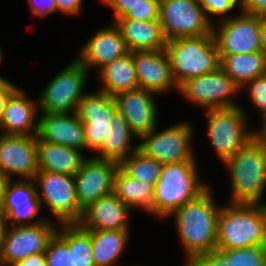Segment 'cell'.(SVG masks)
<instances>
[{"label": "cell", "instance_id": "41", "mask_svg": "<svg viewBox=\"0 0 266 266\" xmlns=\"http://www.w3.org/2000/svg\"><path fill=\"white\" fill-rule=\"evenodd\" d=\"M241 12L266 16V0H239Z\"/></svg>", "mask_w": 266, "mask_h": 266}, {"label": "cell", "instance_id": "26", "mask_svg": "<svg viewBox=\"0 0 266 266\" xmlns=\"http://www.w3.org/2000/svg\"><path fill=\"white\" fill-rule=\"evenodd\" d=\"M114 193L132 208H142L155 215L154 186L130 176L120 165L115 175Z\"/></svg>", "mask_w": 266, "mask_h": 266}, {"label": "cell", "instance_id": "18", "mask_svg": "<svg viewBox=\"0 0 266 266\" xmlns=\"http://www.w3.org/2000/svg\"><path fill=\"white\" fill-rule=\"evenodd\" d=\"M38 122L37 137L40 140L79 151L87 148L85 127L76 112L42 113Z\"/></svg>", "mask_w": 266, "mask_h": 266}, {"label": "cell", "instance_id": "42", "mask_svg": "<svg viewBox=\"0 0 266 266\" xmlns=\"http://www.w3.org/2000/svg\"><path fill=\"white\" fill-rule=\"evenodd\" d=\"M4 266H47L46 253L32 254L23 260L5 264Z\"/></svg>", "mask_w": 266, "mask_h": 266}, {"label": "cell", "instance_id": "50", "mask_svg": "<svg viewBox=\"0 0 266 266\" xmlns=\"http://www.w3.org/2000/svg\"><path fill=\"white\" fill-rule=\"evenodd\" d=\"M263 209H264L265 220H266V204L265 203H263Z\"/></svg>", "mask_w": 266, "mask_h": 266}, {"label": "cell", "instance_id": "9", "mask_svg": "<svg viewBox=\"0 0 266 266\" xmlns=\"http://www.w3.org/2000/svg\"><path fill=\"white\" fill-rule=\"evenodd\" d=\"M87 69L75 59L46 85L38 99L42 113L76 112L83 92Z\"/></svg>", "mask_w": 266, "mask_h": 266}, {"label": "cell", "instance_id": "19", "mask_svg": "<svg viewBox=\"0 0 266 266\" xmlns=\"http://www.w3.org/2000/svg\"><path fill=\"white\" fill-rule=\"evenodd\" d=\"M133 61L140 88L155 94L166 92L170 87L179 90L165 50L134 51Z\"/></svg>", "mask_w": 266, "mask_h": 266}, {"label": "cell", "instance_id": "15", "mask_svg": "<svg viewBox=\"0 0 266 266\" xmlns=\"http://www.w3.org/2000/svg\"><path fill=\"white\" fill-rule=\"evenodd\" d=\"M88 93L79 101L76 114L83 122L87 149L96 152L102 147L107 135L108 123L117 111L113 96L102 90Z\"/></svg>", "mask_w": 266, "mask_h": 266}, {"label": "cell", "instance_id": "39", "mask_svg": "<svg viewBox=\"0 0 266 266\" xmlns=\"http://www.w3.org/2000/svg\"><path fill=\"white\" fill-rule=\"evenodd\" d=\"M105 5L108 4L114 11L116 19L123 18L124 15L138 4H148V0H102Z\"/></svg>", "mask_w": 266, "mask_h": 266}, {"label": "cell", "instance_id": "49", "mask_svg": "<svg viewBox=\"0 0 266 266\" xmlns=\"http://www.w3.org/2000/svg\"><path fill=\"white\" fill-rule=\"evenodd\" d=\"M8 83H9L8 80L0 77V90H2Z\"/></svg>", "mask_w": 266, "mask_h": 266}, {"label": "cell", "instance_id": "40", "mask_svg": "<svg viewBox=\"0 0 266 266\" xmlns=\"http://www.w3.org/2000/svg\"><path fill=\"white\" fill-rule=\"evenodd\" d=\"M27 2L29 10L40 18L57 11L56 0H27Z\"/></svg>", "mask_w": 266, "mask_h": 266}, {"label": "cell", "instance_id": "38", "mask_svg": "<svg viewBox=\"0 0 266 266\" xmlns=\"http://www.w3.org/2000/svg\"><path fill=\"white\" fill-rule=\"evenodd\" d=\"M199 2L206 15L208 12L215 15L227 14L239 4V0H199Z\"/></svg>", "mask_w": 266, "mask_h": 266}, {"label": "cell", "instance_id": "21", "mask_svg": "<svg viewBox=\"0 0 266 266\" xmlns=\"http://www.w3.org/2000/svg\"><path fill=\"white\" fill-rule=\"evenodd\" d=\"M39 185H35L33 180H17L12 183L9 182L2 210L7 215V221H12L13 226L19 225H33L44 222V219L31 223L35 216L38 215L41 209V201L38 198L37 192ZM29 220V222H25Z\"/></svg>", "mask_w": 266, "mask_h": 266}, {"label": "cell", "instance_id": "34", "mask_svg": "<svg viewBox=\"0 0 266 266\" xmlns=\"http://www.w3.org/2000/svg\"><path fill=\"white\" fill-rule=\"evenodd\" d=\"M216 250L225 257L226 266H262L266 253V245Z\"/></svg>", "mask_w": 266, "mask_h": 266}, {"label": "cell", "instance_id": "47", "mask_svg": "<svg viewBox=\"0 0 266 266\" xmlns=\"http://www.w3.org/2000/svg\"><path fill=\"white\" fill-rule=\"evenodd\" d=\"M260 46H261V52H263L266 55V16H264L260 31Z\"/></svg>", "mask_w": 266, "mask_h": 266}, {"label": "cell", "instance_id": "25", "mask_svg": "<svg viewBox=\"0 0 266 266\" xmlns=\"http://www.w3.org/2000/svg\"><path fill=\"white\" fill-rule=\"evenodd\" d=\"M39 170L75 176L85 160L77 149L44 142L36 136Z\"/></svg>", "mask_w": 266, "mask_h": 266}, {"label": "cell", "instance_id": "30", "mask_svg": "<svg viewBox=\"0 0 266 266\" xmlns=\"http://www.w3.org/2000/svg\"><path fill=\"white\" fill-rule=\"evenodd\" d=\"M128 235V231L91 230L94 265L113 266L123 253Z\"/></svg>", "mask_w": 266, "mask_h": 266}, {"label": "cell", "instance_id": "17", "mask_svg": "<svg viewBox=\"0 0 266 266\" xmlns=\"http://www.w3.org/2000/svg\"><path fill=\"white\" fill-rule=\"evenodd\" d=\"M151 94L152 92L139 87L113 96L117 111L138 138L157 128V109Z\"/></svg>", "mask_w": 266, "mask_h": 266}, {"label": "cell", "instance_id": "4", "mask_svg": "<svg viewBox=\"0 0 266 266\" xmlns=\"http://www.w3.org/2000/svg\"><path fill=\"white\" fill-rule=\"evenodd\" d=\"M231 174V203L261 204L266 186V149L257 137L224 162Z\"/></svg>", "mask_w": 266, "mask_h": 266}, {"label": "cell", "instance_id": "43", "mask_svg": "<svg viewBox=\"0 0 266 266\" xmlns=\"http://www.w3.org/2000/svg\"><path fill=\"white\" fill-rule=\"evenodd\" d=\"M82 0H56L57 11L64 14H78L81 10Z\"/></svg>", "mask_w": 266, "mask_h": 266}, {"label": "cell", "instance_id": "27", "mask_svg": "<svg viewBox=\"0 0 266 266\" xmlns=\"http://www.w3.org/2000/svg\"><path fill=\"white\" fill-rule=\"evenodd\" d=\"M219 56L220 68L240 89L251 80L266 74V55L261 51Z\"/></svg>", "mask_w": 266, "mask_h": 266}, {"label": "cell", "instance_id": "51", "mask_svg": "<svg viewBox=\"0 0 266 266\" xmlns=\"http://www.w3.org/2000/svg\"><path fill=\"white\" fill-rule=\"evenodd\" d=\"M262 266H266V253H265V256H264V260H263Z\"/></svg>", "mask_w": 266, "mask_h": 266}, {"label": "cell", "instance_id": "16", "mask_svg": "<svg viewBox=\"0 0 266 266\" xmlns=\"http://www.w3.org/2000/svg\"><path fill=\"white\" fill-rule=\"evenodd\" d=\"M0 170L10 179L13 174L34 180L39 172L36 136H0Z\"/></svg>", "mask_w": 266, "mask_h": 266}, {"label": "cell", "instance_id": "14", "mask_svg": "<svg viewBox=\"0 0 266 266\" xmlns=\"http://www.w3.org/2000/svg\"><path fill=\"white\" fill-rule=\"evenodd\" d=\"M119 163L97 157L82 162L74 176L78 204L83 210L99 198L114 192L115 175Z\"/></svg>", "mask_w": 266, "mask_h": 266}, {"label": "cell", "instance_id": "5", "mask_svg": "<svg viewBox=\"0 0 266 266\" xmlns=\"http://www.w3.org/2000/svg\"><path fill=\"white\" fill-rule=\"evenodd\" d=\"M165 51L178 87L191 78L214 72L220 67L213 34L169 40Z\"/></svg>", "mask_w": 266, "mask_h": 266}, {"label": "cell", "instance_id": "13", "mask_svg": "<svg viewBox=\"0 0 266 266\" xmlns=\"http://www.w3.org/2000/svg\"><path fill=\"white\" fill-rule=\"evenodd\" d=\"M238 90L240 88L220 67L214 72L191 78L179 87L186 99L207 110L239 106L231 99Z\"/></svg>", "mask_w": 266, "mask_h": 266}, {"label": "cell", "instance_id": "23", "mask_svg": "<svg viewBox=\"0 0 266 266\" xmlns=\"http://www.w3.org/2000/svg\"><path fill=\"white\" fill-rule=\"evenodd\" d=\"M26 94L17 88L9 97L0 121V131L6 135L37 136L38 121L35 115L39 107L38 101L27 99ZM35 123V124H34ZM34 133H29L30 130Z\"/></svg>", "mask_w": 266, "mask_h": 266}, {"label": "cell", "instance_id": "44", "mask_svg": "<svg viewBox=\"0 0 266 266\" xmlns=\"http://www.w3.org/2000/svg\"><path fill=\"white\" fill-rule=\"evenodd\" d=\"M17 89L15 85L9 82L2 90H0V121L3 117L4 109L10 95Z\"/></svg>", "mask_w": 266, "mask_h": 266}, {"label": "cell", "instance_id": "7", "mask_svg": "<svg viewBox=\"0 0 266 266\" xmlns=\"http://www.w3.org/2000/svg\"><path fill=\"white\" fill-rule=\"evenodd\" d=\"M159 21L167 41L213 34L199 0H160Z\"/></svg>", "mask_w": 266, "mask_h": 266}, {"label": "cell", "instance_id": "6", "mask_svg": "<svg viewBox=\"0 0 266 266\" xmlns=\"http://www.w3.org/2000/svg\"><path fill=\"white\" fill-rule=\"evenodd\" d=\"M207 111L208 136L223 163L256 137V131L248 130L240 106Z\"/></svg>", "mask_w": 266, "mask_h": 266}, {"label": "cell", "instance_id": "8", "mask_svg": "<svg viewBox=\"0 0 266 266\" xmlns=\"http://www.w3.org/2000/svg\"><path fill=\"white\" fill-rule=\"evenodd\" d=\"M33 181L41 186L43 196L37 192L41 205H48L61 225L81 222L83 210L78 204L74 176L39 170Z\"/></svg>", "mask_w": 266, "mask_h": 266}, {"label": "cell", "instance_id": "35", "mask_svg": "<svg viewBox=\"0 0 266 266\" xmlns=\"http://www.w3.org/2000/svg\"><path fill=\"white\" fill-rule=\"evenodd\" d=\"M243 87L249 91V97L256 107L262 111V124H266V74L246 83Z\"/></svg>", "mask_w": 266, "mask_h": 266}, {"label": "cell", "instance_id": "22", "mask_svg": "<svg viewBox=\"0 0 266 266\" xmlns=\"http://www.w3.org/2000/svg\"><path fill=\"white\" fill-rule=\"evenodd\" d=\"M130 210L113 192L84 208L79 225L88 230L128 231L127 216Z\"/></svg>", "mask_w": 266, "mask_h": 266}, {"label": "cell", "instance_id": "3", "mask_svg": "<svg viewBox=\"0 0 266 266\" xmlns=\"http://www.w3.org/2000/svg\"><path fill=\"white\" fill-rule=\"evenodd\" d=\"M196 161L163 164L154 186L155 216L165 218L204 193L209 186L199 181Z\"/></svg>", "mask_w": 266, "mask_h": 266}, {"label": "cell", "instance_id": "10", "mask_svg": "<svg viewBox=\"0 0 266 266\" xmlns=\"http://www.w3.org/2000/svg\"><path fill=\"white\" fill-rule=\"evenodd\" d=\"M264 16L241 12L226 18L218 30L213 24V36L219 55H236L260 52V31ZM215 27V28H214Z\"/></svg>", "mask_w": 266, "mask_h": 266}, {"label": "cell", "instance_id": "46", "mask_svg": "<svg viewBox=\"0 0 266 266\" xmlns=\"http://www.w3.org/2000/svg\"><path fill=\"white\" fill-rule=\"evenodd\" d=\"M7 215L0 207V246L5 237V233L8 227Z\"/></svg>", "mask_w": 266, "mask_h": 266}, {"label": "cell", "instance_id": "29", "mask_svg": "<svg viewBox=\"0 0 266 266\" xmlns=\"http://www.w3.org/2000/svg\"><path fill=\"white\" fill-rule=\"evenodd\" d=\"M133 135L135 136L127 121L116 111L108 123L107 135L102 147L98 150L101 155L97 158L116 161L120 164L130 155V150L133 152L138 150V145L133 149L129 145Z\"/></svg>", "mask_w": 266, "mask_h": 266}, {"label": "cell", "instance_id": "33", "mask_svg": "<svg viewBox=\"0 0 266 266\" xmlns=\"http://www.w3.org/2000/svg\"><path fill=\"white\" fill-rule=\"evenodd\" d=\"M63 229L50 239L46 253L47 266H73L72 250H69V225H62Z\"/></svg>", "mask_w": 266, "mask_h": 266}, {"label": "cell", "instance_id": "20", "mask_svg": "<svg viewBox=\"0 0 266 266\" xmlns=\"http://www.w3.org/2000/svg\"><path fill=\"white\" fill-rule=\"evenodd\" d=\"M129 52L120 30L114 24L98 30L83 46L77 60L87 70L93 66L101 69Z\"/></svg>", "mask_w": 266, "mask_h": 266}, {"label": "cell", "instance_id": "12", "mask_svg": "<svg viewBox=\"0 0 266 266\" xmlns=\"http://www.w3.org/2000/svg\"><path fill=\"white\" fill-rule=\"evenodd\" d=\"M55 227L47 220L33 225L7 227L0 246V266L45 252L50 239L57 232Z\"/></svg>", "mask_w": 266, "mask_h": 266}, {"label": "cell", "instance_id": "36", "mask_svg": "<svg viewBox=\"0 0 266 266\" xmlns=\"http://www.w3.org/2000/svg\"><path fill=\"white\" fill-rule=\"evenodd\" d=\"M160 0H148V4H138L131 8L123 18L140 21L159 20Z\"/></svg>", "mask_w": 266, "mask_h": 266}, {"label": "cell", "instance_id": "11", "mask_svg": "<svg viewBox=\"0 0 266 266\" xmlns=\"http://www.w3.org/2000/svg\"><path fill=\"white\" fill-rule=\"evenodd\" d=\"M156 130L155 128L139 138L142 142L139 143L138 150L145 156L162 164L196 161L189 146L193 134L189 123H178L161 132Z\"/></svg>", "mask_w": 266, "mask_h": 266}, {"label": "cell", "instance_id": "24", "mask_svg": "<svg viewBox=\"0 0 266 266\" xmlns=\"http://www.w3.org/2000/svg\"><path fill=\"white\" fill-rule=\"evenodd\" d=\"M130 52L165 50L167 40L159 20L140 21L118 18L114 21Z\"/></svg>", "mask_w": 266, "mask_h": 266}, {"label": "cell", "instance_id": "45", "mask_svg": "<svg viewBox=\"0 0 266 266\" xmlns=\"http://www.w3.org/2000/svg\"><path fill=\"white\" fill-rule=\"evenodd\" d=\"M11 180L0 170V207H2L6 189Z\"/></svg>", "mask_w": 266, "mask_h": 266}, {"label": "cell", "instance_id": "37", "mask_svg": "<svg viewBox=\"0 0 266 266\" xmlns=\"http://www.w3.org/2000/svg\"><path fill=\"white\" fill-rule=\"evenodd\" d=\"M183 266H226V261L218 250H214L202 256L188 258Z\"/></svg>", "mask_w": 266, "mask_h": 266}, {"label": "cell", "instance_id": "52", "mask_svg": "<svg viewBox=\"0 0 266 266\" xmlns=\"http://www.w3.org/2000/svg\"><path fill=\"white\" fill-rule=\"evenodd\" d=\"M2 53H1V48H0V62H2L1 60H2Z\"/></svg>", "mask_w": 266, "mask_h": 266}, {"label": "cell", "instance_id": "28", "mask_svg": "<svg viewBox=\"0 0 266 266\" xmlns=\"http://www.w3.org/2000/svg\"><path fill=\"white\" fill-rule=\"evenodd\" d=\"M99 72L103 82L100 90L110 96L139 88L133 61V52H129L125 56L115 59L113 62L102 67Z\"/></svg>", "mask_w": 266, "mask_h": 266}, {"label": "cell", "instance_id": "31", "mask_svg": "<svg viewBox=\"0 0 266 266\" xmlns=\"http://www.w3.org/2000/svg\"><path fill=\"white\" fill-rule=\"evenodd\" d=\"M120 166L130 176L155 186V183L160 178L163 164L136 150L130 153V156L124 159Z\"/></svg>", "mask_w": 266, "mask_h": 266}, {"label": "cell", "instance_id": "2", "mask_svg": "<svg viewBox=\"0 0 266 266\" xmlns=\"http://www.w3.org/2000/svg\"><path fill=\"white\" fill-rule=\"evenodd\" d=\"M266 245L263 204L231 203L218 217L216 249H239Z\"/></svg>", "mask_w": 266, "mask_h": 266}, {"label": "cell", "instance_id": "32", "mask_svg": "<svg viewBox=\"0 0 266 266\" xmlns=\"http://www.w3.org/2000/svg\"><path fill=\"white\" fill-rule=\"evenodd\" d=\"M69 250L73 266H95L92 257L91 230L79 224L69 225Z\"/></svg>", "mask_w": 266, "mask_h": 266}, {"label": "cell", "instance_id": "48", "mask_svg": "<svg viewBox=\"0 0 266 266\" xmlns=\"http://www.w3.org/2000/svg\"><path fill=\"white\" fill-rule=\"evenodd\" d=\"M260 131H256V137L259 139V141L263 144V146L266 149V124L261 126Z\"/></svg>", "mask_w": 266, "mask_h": 266}, {"label": "cell", "instance_id": "1", "mask_svg": "<svg viewBox=\"0 0 266 266\" xmlns=\"http://www.w3.org/2000/svg\"><path fill=\"white\" fill-rule=\"evenodd\" d=\"M212 200L209 188L199 197L177 208L171 214L187 258L216 250L218 217L221 208Z\"/></svg>", "mask_w": 266, "mask_h": 266}]
</instances>
